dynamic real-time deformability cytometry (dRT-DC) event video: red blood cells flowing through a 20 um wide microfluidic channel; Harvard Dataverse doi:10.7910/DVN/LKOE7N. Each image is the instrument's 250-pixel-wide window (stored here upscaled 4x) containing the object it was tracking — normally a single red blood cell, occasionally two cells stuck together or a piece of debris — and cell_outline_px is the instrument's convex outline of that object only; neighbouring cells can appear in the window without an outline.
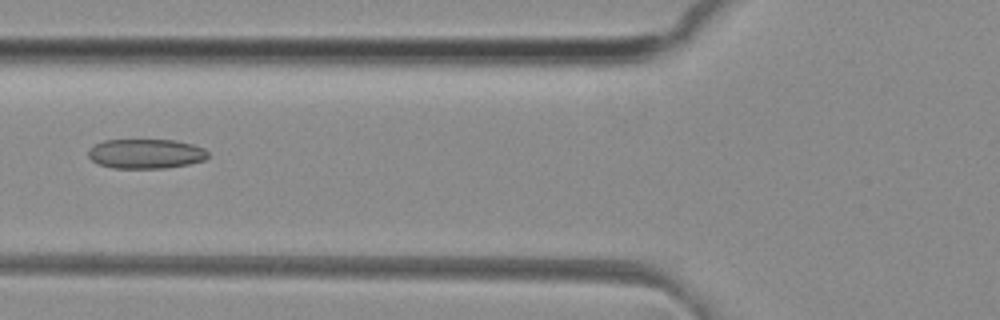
{"species": "common noctule bat (a hibernating species)", "species_latin": "Nyctalus noctula", "temperature_condition": "room temperature", "stored_images_in_passage": 48, "camera_frame_rate_fps": 3000, "um_per_image_px": 0.085, "animal": {"sex": "female", "body_mass_g": 29.2, "forearm_length_mm": 56.3}, "frame": {"image": 1, "passage_image": 18, "time_ms": 5.667, "image_size_px": [1000, 320], "cell_outline_px": [[208, 156], [204, 160], [188, 164], [164, 168], [112, 168], [100, 164], [92, 160], [88, 156], [88, 152], [96, 144], [104, 140], [176, 140], [192, 144], [204, 148], [208, 152]], "centroid_in_image_um": [12.42, 13.07], "position_along_channel_um": 113.4, "area_um2": 20.52}}
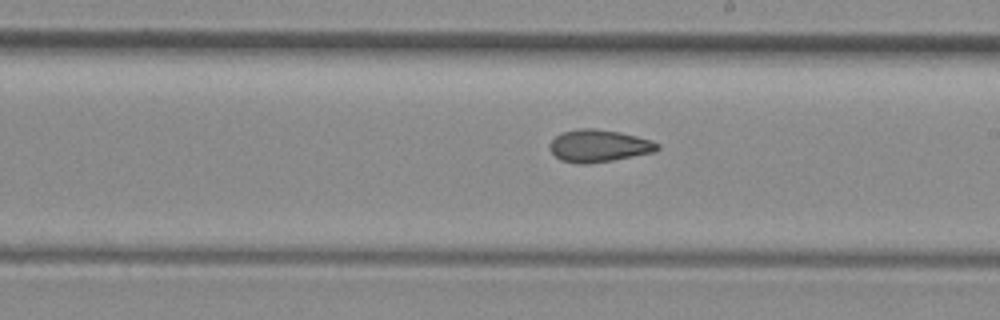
{"frame": {"image": 2, "passage_image": 27, "time_ms": 8.667, "image_size_px": [1000, 320], "cell_outline_px": [[660, 148], [652, 152], [612, 160], [588, 164], [580, 164], [560, 160], [548, 148], [548, 144], [560, 132], [576, 128], [596, 128], [620, 132], [652, 140], [660, 144]], "centroid_in_image_um": [50.86, 12.38], "position_along_channel_um": 238.1, "area_um2": 20.4}}
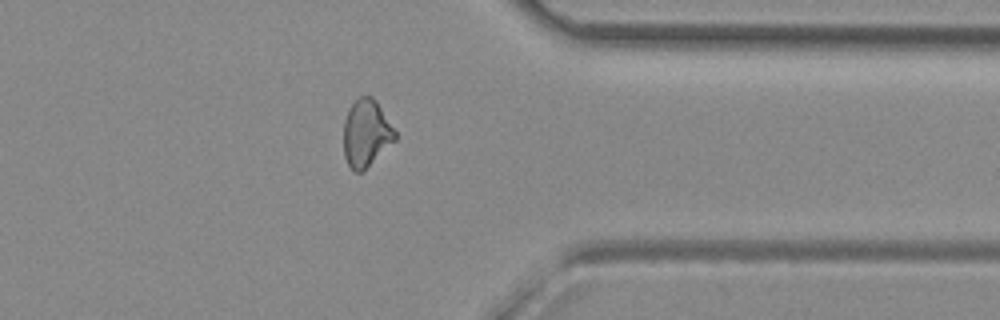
{"frame": {"image": 3, "passage_image": 38, "time_ms": 12.333, "image_size_px": [1000, 320], "cell_outline_px": [[396, 140], [364, 172], [356, 172], [348, 164], [344, 156], [344, 120], [348, 108], [360, 96], [372, 96], [376, 100], [396, 132]], "centroid_in_image_um": [31.13, 11.34], "position_along_channel_um": 380.3, "area_um2": 20.29}, "authors_computed_cell_mechanics": {"area_um2": 20.8947, "velocity_mm_per_s": 4.1544, "shape_relaxation_time_tau1_ms": null, "shape_relaxation_time_tau2_ms": 3.8281, "deformation_change_tau1": null, "deformation_change_tau2": 0.1157}}